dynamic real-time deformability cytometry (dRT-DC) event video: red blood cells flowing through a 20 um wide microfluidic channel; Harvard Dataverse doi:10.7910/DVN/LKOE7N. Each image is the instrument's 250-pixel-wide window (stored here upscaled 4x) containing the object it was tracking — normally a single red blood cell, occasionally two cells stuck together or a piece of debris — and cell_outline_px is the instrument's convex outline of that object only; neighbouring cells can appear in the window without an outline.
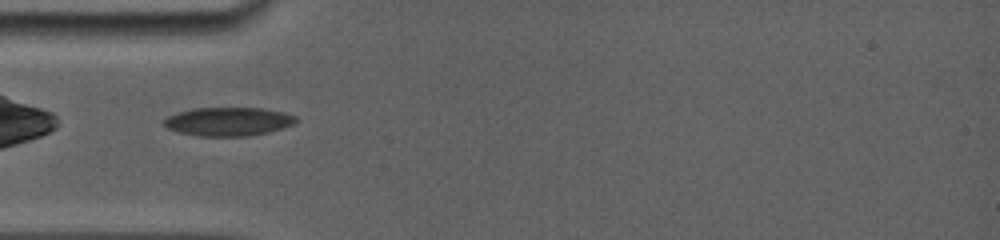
{"species": "common noctule bat (a hibernating species)", "species_latin": "Nyctalus noctula", "temperature_condition": "room temperature", "stored_images_in_passage": 12, "camera_frame_rate_fps": 5000, "um_per_image_px": 0.085, "animal": {"sex": "female", "body_mass_g": 19.0, "forearm_length_mm": 56.7}, "frame": {"image": 1, "passage_image": 1, "time_ms": 0.0, "image_size_px": [1000, 240], "cell_outline_px": [[296, 120], [292, 124], [268, 132], [248, 136], [200, 136], [180, 132], [168, 128], [160, 124], [160, 120], [176, 112], [192, 108], [264, 108], [284, 112], [296, 116]], "centroid_in_image_um": [19.33, 10.32], "position_along_channel_um": 65.7, "area_um2": 22.08}}
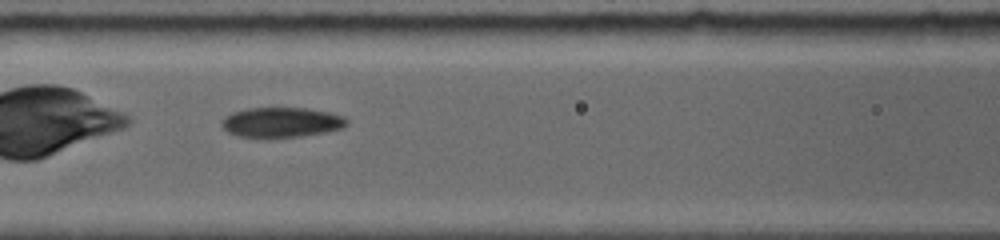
{"frame": {"image": 2, "passage_image": 6, "time_ms": 2.0, "image_size_px": [1000, 240], "cell_outline_px": [[348, 124], [344, 128], [328, 132], [300, 136], [268, 140], [236, 136], [228, 132], [220, 124], [220, 120], [224, 116], [232, 112], [248, 108], [308, 108], [328, 112], [344, 116], [348, 120]], "centroid_in_image_um": [23.89, 10.43], "position_along_channel_um": 142.7, "area_um2": 22.72}}
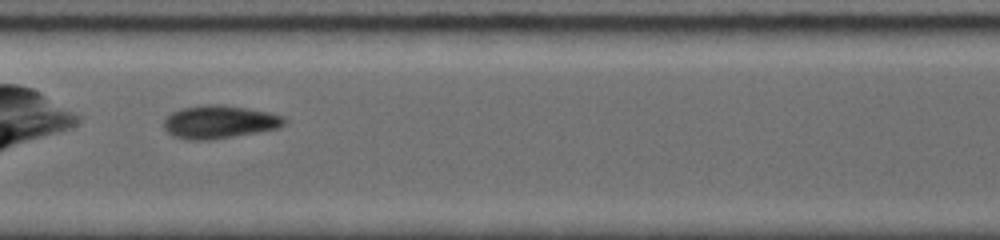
{"frame": {"image": 3, "passage_image": 9, "time_ms": 3.2, "image_size_px": [1000, 240], "cell_outline_px": [[288, 120], [280, 128], [208, 140], [188, 140], [172, 136], [164, 128], [164, 120], [172, 112], [180, 108], [208, 104], [224, 104], [268, 112], [284, 116]], "centroid_in_image_um": [18.65, 10.36], "position_along_channel_um": 188.8, "area_um2": 23.24}}